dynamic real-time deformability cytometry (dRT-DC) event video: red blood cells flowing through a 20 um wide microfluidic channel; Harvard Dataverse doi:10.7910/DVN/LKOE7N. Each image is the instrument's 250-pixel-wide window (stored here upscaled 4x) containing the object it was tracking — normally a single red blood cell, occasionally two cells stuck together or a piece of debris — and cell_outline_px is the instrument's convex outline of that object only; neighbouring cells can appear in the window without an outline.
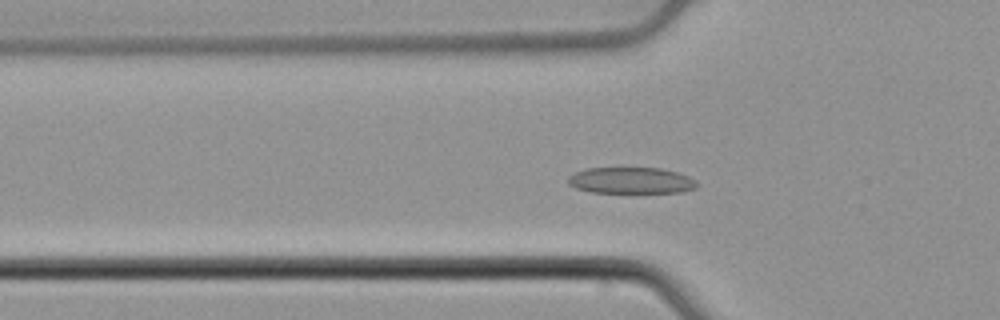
{"species": "common noctule bat (a hibernating species)", "species_latin": "Nyctalus noctula", "temperature_condition": "cold", "stored_images_in_passage": 51, "camera_frame_rate_fps": 3000, "um_per_image_px": 0.085, "animal": {"sex": "male", "body_mass_g": 21.5, "forearm_length_mm": 52.0}, "frame": {"image": 1, "passage_image": 15, "time_ms": 4.667, "image_size_px": [1000, 320], "cell_outline_px": [[700, 184], [696, 188], [684, 192], [592, 192], [576, 188], [568, 184], [568, 176], [576, 172], [588, 168], [660, 168], [676, 172], [688, 176], [696, 180]], "centroid_in_image_um": [53.68, 15.34], "position_along_channel_um": 72.1, "area_um2": 19.71}}
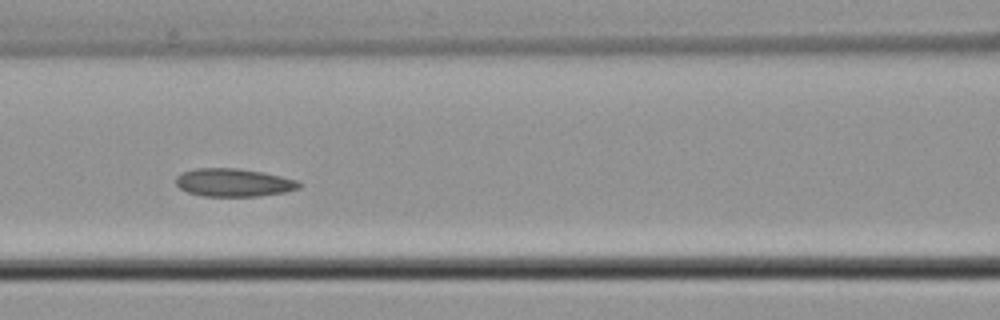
{"frame": {"image": 2, "passage_image": 21, "time_ms": 6.667, "image_size_px": [1000, 320], "cell_outline_px": [[300, 188], [284, 192], [256, 196], [204, 196], [188, 192], [180, 188], [176, 184], [176, 176], [184, 172], [196, 168], [236, 168], [264, 172], [296, 180], [300, 184]], "centroid_in_image_um": [19.84, 15.51], "position_along_channel_um": 146.8, "area_um2": 19.94}}
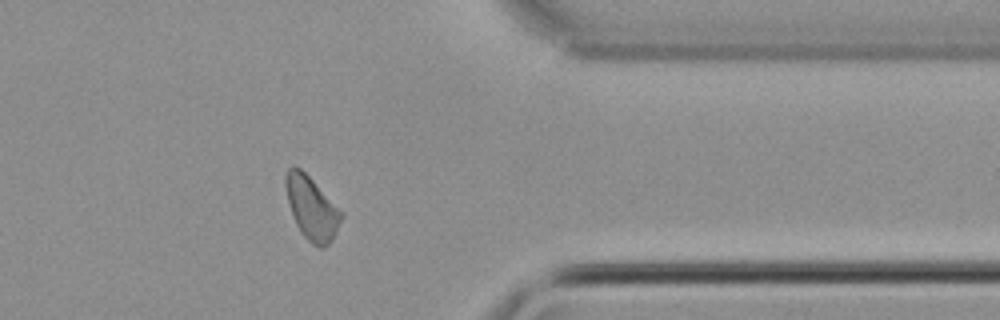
{"frame": {"image": 3, "passage_image": 41, "time_ms": 13.333, "image_size_px": [1000, 320], "cell_outline_px": [[344, 216], [332, 240], [324, 248], [320, 248], [312, 244], [300, 232], [296, 224], [288, 200], [284, 184], [284, 176], [288, 168], [292, 164], [300, 168], [344, 212]], "centroid_in_image_um": [26.5, 17.68], "position_along_channel_um": 384.9, "area_um2": 20.52}, "authors_computed_cell_mechanics": {"area_um2": 20.2878, "velocity_mm_per_s": 3.7797, "shape_relaxation_time_tau1_ms": 4.0274, "shape_relaxation_time_tau2_ms": 4.6855, "deformation_change_tau1": 0.0941, "deformation_change_tau2": 0.0741}}